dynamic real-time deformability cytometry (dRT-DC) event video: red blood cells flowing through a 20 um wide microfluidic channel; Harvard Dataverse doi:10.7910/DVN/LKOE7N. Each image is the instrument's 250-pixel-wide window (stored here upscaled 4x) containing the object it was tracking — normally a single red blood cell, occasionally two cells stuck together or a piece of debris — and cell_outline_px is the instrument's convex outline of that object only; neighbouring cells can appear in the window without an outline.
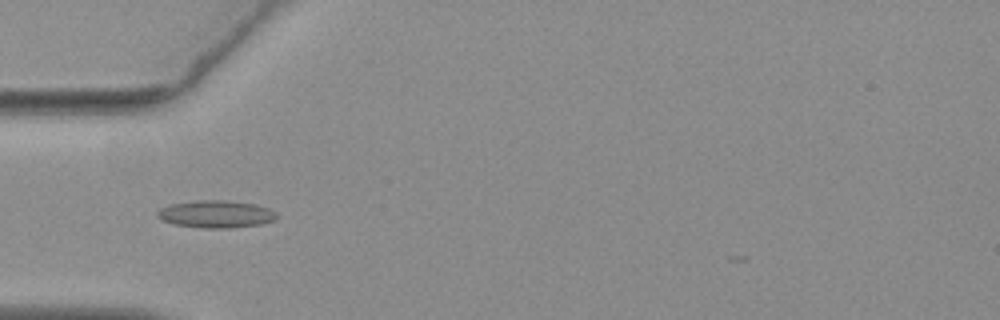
{"species": "common noctule bat (a hibernating species)", "species_latin": "Nyctalus noctula", "temperature_condition": "warm", "stored_images_in_passage": 37, "camera_frame_rate_fps": 3000, "um_per_image_px": 0.085, "animal": {"sex": "female", "body_mass_g": 19.3, "forearm_length_mm": 54.1}, "frame": {"image": 1, "passage_image": 1, "time_ms": 0.0, "image_size_px": [1000, 320], "cell_outline_px": [[280, 216], [276, 220], [260, 224], [232, 228], [200, 228], [176, 224], [164, 220], [156, 216], [156, 212], [160, 208], [168, 204], [200, 200], [224, 200], [256, 204], [268, 208], [276, 212]], "centroid_in_image_um": [18.39, 18.2], "position_along_channel_um": 66.6, "area_um2": 19.19}}
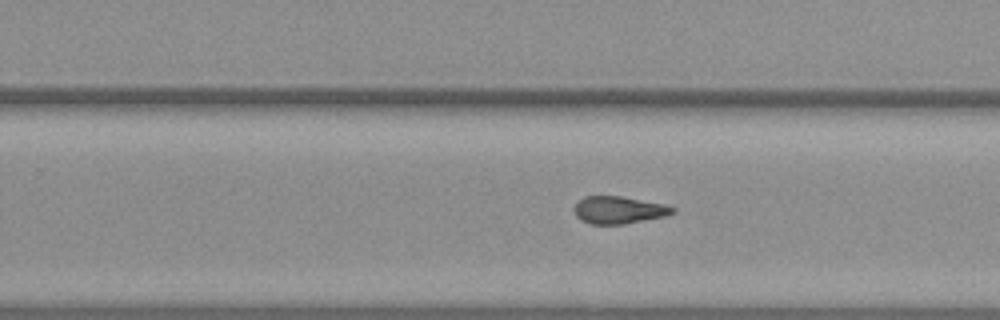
{"frame": {"image": 2, "passage_image": 18, "time_ms": 5.667, "image_size_px": [1000, 320], "cell_outline_px": [[676, 212], [664, 216], [624, 224], [588, 224], [580, 220], [576, 216], [576, 204], [584, 196], [620, 196], [664, 204], [676, 208]], "centroid_in_image_um": [52.6, 17.85], "position_along_channel_um": 277.2, "area_um2": 15.55}}
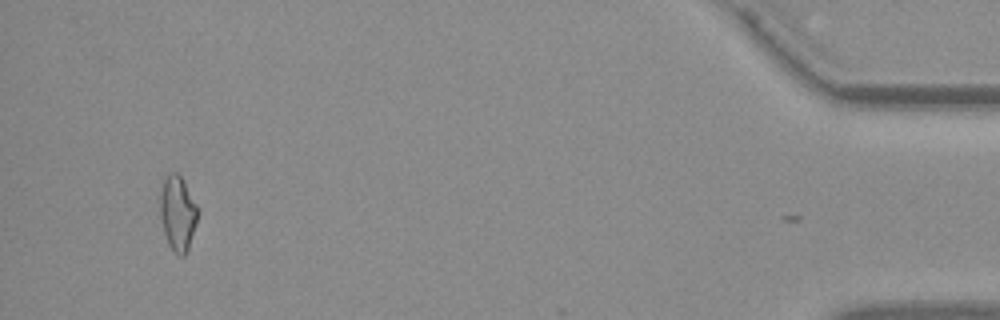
{"frame": {"image": 3, "passage_image": 36, "time_ms": 11.667, "image_size_px": [1000, 320], "cell_outline_px": [[200, 212], [188, 248], [184, 256], [180, 256], [168, 244], [164, 232], [160, 216], [160, 192], [164, 180], [168, 172], [176, 172], [180, 176], [200, 208]], "centroid_in_image_um": [15.12, 18.09], "position_along_channel_um": 420.1, "area_um2": 16.47}, "authors_computed_cell_mechanics": {"area_um2": 15.9528, "velocity_mm_per_s": 3.7139, "shape_relaxation_time_tau1_ms": null, "shape_relaxation_time_tau2_ms": 2.2891, "deformation_change_tau1": null, "deformation_change_tau2": 0.1026}}